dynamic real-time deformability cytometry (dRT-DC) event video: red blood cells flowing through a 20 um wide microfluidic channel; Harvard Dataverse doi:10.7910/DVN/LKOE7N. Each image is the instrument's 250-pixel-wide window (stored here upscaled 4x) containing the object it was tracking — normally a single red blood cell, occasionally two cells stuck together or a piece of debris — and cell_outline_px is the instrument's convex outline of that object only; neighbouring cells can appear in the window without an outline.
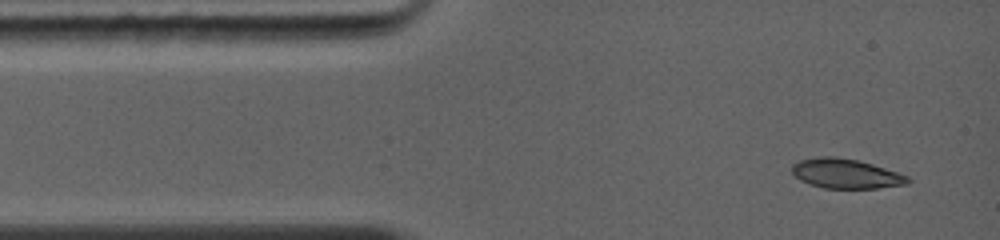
{"species": "common noctule bat (a hibernating species)", "species_latin": "Nyctalus noctula", "temperature_condition": "warm", "stored_images_in_passage": 7, "camera_frame_rate_fps": 5000, "um_per_image_px": 0.085, "animal": {"sex": "female", "body_mass_g": 19.0, "forearm_length_mm": 56.7}, "frame": {"image": 1, "passage_image": 1, "time_ms": 0.0, "image_size_px": [1000, 240], "cell_outline_px": [[912, 180], [908, 184], [876, 188], [824, 188], [808, 184], [800, 180], [792, 172], [792, 164], [800, 160], [816, 156], [832, 156], [856, 160], [872, 164], [908, 176]], "centroid_in_image_um": [71.87, 14.76], "position_along_channel_um": 13.1, "area_um2": 19.94}}
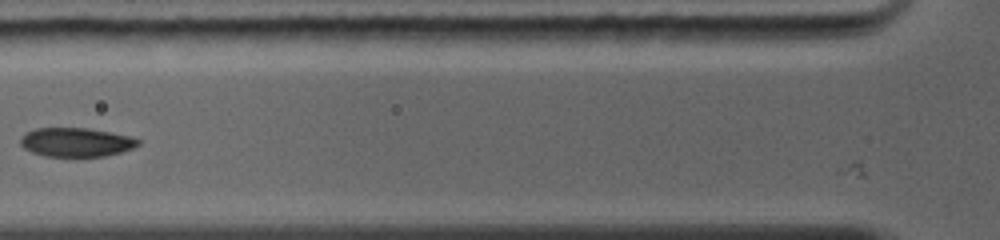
{"frame": {"image": 2, "passage_image": 5, "time_ms": 3.6, "image_size_px": [1000, 240], "cell_outline_px": [[140, 144], [132, 148], [120, 152], [104, 156], [44, 156], [32, 152], [24, 148], [20, 144], [20, 136], [24, 132], [36, 128], [88, 128], [128, 136], [140, 140]], "centroid_in_image_um": [6.41, 12.08], "position_along_channel_um": 119.4, "area_um2": 19.77}}
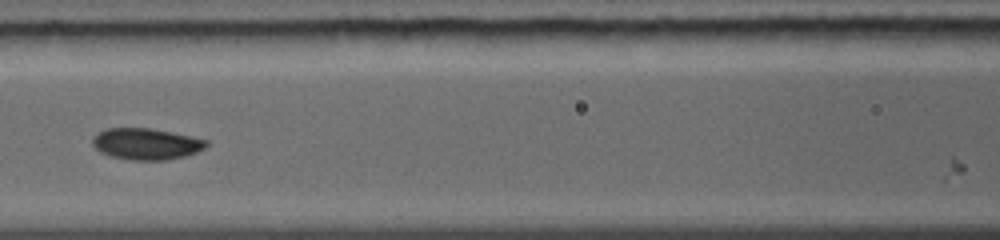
{"frame": {"image": 3, "passage_image": 6, "time_ms": 4.4, "image_size_px": [1000, 240], "cell_outline_px": [[208, 144], [204, 148], [196, 152], [184, 156], [164, 160], [128, 160], [108, 156], [100, 152], [92, 144], [92, 136], [104, 128], [148, 128], [192, 136], [208, 140]], "centroid_in_image_um": [12.38, 12.23], "position_along_channel_um": 154.2, "area_um2": 20.92}}